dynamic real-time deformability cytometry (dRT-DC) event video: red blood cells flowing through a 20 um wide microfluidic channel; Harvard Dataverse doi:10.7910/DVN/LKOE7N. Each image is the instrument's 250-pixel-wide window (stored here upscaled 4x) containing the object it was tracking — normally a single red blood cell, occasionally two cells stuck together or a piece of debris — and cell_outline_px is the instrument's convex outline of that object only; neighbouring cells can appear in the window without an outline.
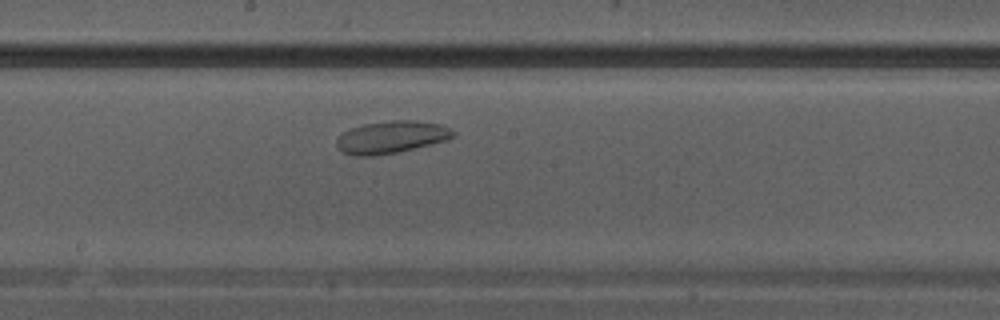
{"species": "Egyptian fruit bat (a non-hibernating species)", "species_latin": "Rousettus aegyptiacus", "temperature_condition": "warm", "stored_images_in_passage": 20, "camera_frame_rate_fps": 3000, "um_per_image_px": 0.085, "animal": {"sex": "male"}, "frame": {"image": 1, "passage_image": 9, "time_ms": 2.667, "image_size_px": [1000, 320], "cell_outline_px": [[456, 132], [448, 140], [396, 152], [372, 156], [352, 156], [344, 152], [336, 144], [336, 140], [344, 132], [352, 128], [364, 124], [392, 120], [416, 120], [444, 124]], "centroid_in_image_um": [33.3, 11.64], "position_along_channel_um": 214.9, "area_um2": 21.85}}